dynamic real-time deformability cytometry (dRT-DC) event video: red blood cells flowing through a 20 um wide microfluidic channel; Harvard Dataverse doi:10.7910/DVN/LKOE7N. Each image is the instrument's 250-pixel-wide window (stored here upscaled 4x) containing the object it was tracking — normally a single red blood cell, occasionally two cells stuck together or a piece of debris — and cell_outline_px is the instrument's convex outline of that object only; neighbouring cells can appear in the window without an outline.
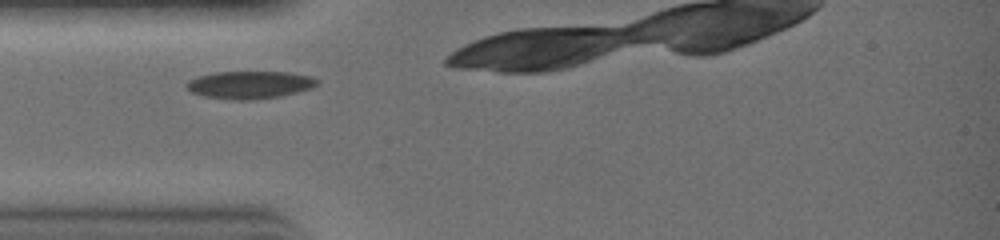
{"species": "common noctule bat (a hibernating species)", "species_latin": "Nyctalus noctula", "temperature_condition": "warm", "stored_images_in_passage": 14, "camera_frame_rate_fps": 3000, "um_per_image_px": 0.085, "animal": {"sex": "female", "body_mass_g": 19.0, "forearm_length_mm": 51.5}, "frame": {"image": 1, "passage_image": 1, "time_ms": 0.0, "image_size_px": [1000, 240], "cell_outline_px": [[320, 80], [312, 88], [296, 92], [276, 96], [248, 100], [236, 100], [204, 96], [192, 92], [184, 84], [188, 80], [196, 76], [216, 72], [288, 72], [312, 76]], "centroid_in_image_um": [21.21, 7.19], "position_along_channel_um": 63.8, "area_um2": 20.87}}
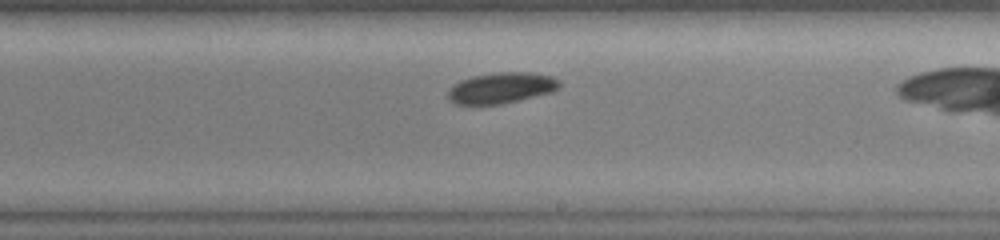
{"frame": {"image": 2, "passage_image": 10, "time_ms": 3.0, "image_size_px": [1000, 240], "cell_outline_px": [[560, 88], [552, 92], [500, 104], [456, 104], [448, 100], [448, 88], [452, 84], [460, 80], [472, 76], [500, 72], [532, 72], [552, 76], [560, 80]], "centroid_in_image_um": [42.6, 7.46], "position_along_channel_um": 246.4, "area_um2": 20.17}}
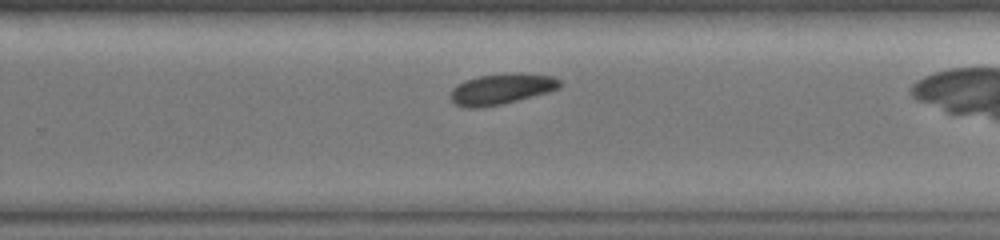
{"frame": {"image": 3, "passage_image": 12, "time_ms": 3.667, "image_size_px": [1000, 240], "cell_outline_px": [[560, 88], [548, 92], [500, 104], [476, 108], [464, 108], [456, 104], [448, 96], [452, 88], [456, 84], [464, 80], [476, 76], [504, 72], [520, 72], [552, 76], [560, 80]], "centroid_in_image_um": [42.57, 7.53], "position_along_channel_um": 287.2, "area_um2": 19.88}}